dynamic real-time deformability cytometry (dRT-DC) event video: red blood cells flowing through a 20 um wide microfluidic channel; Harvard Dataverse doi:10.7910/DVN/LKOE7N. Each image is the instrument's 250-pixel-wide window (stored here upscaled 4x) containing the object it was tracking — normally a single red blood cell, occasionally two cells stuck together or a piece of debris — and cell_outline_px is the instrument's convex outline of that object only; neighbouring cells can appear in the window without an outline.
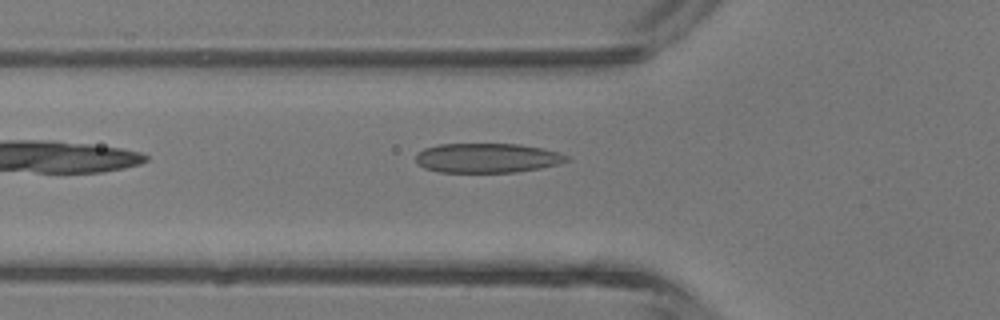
{"species": "common noctule bat (a hibernating species)", "species_latin": "Nyctalus noctula", "temperature_condition": "room temperature", "stored_images_in_passage": 5, "segment_of_instrument_passage": [1, 2], "camera_frame_rate_fps": 3000, "um_per_image_px": 0.085, "animal": {"sex": "male", "body_mass_g": 13.3}, "frame": {"image": 1, "passage_image": 4, "time_ms": 4.333, "image_size_px": [1000, 320], "cell_outline_px": [[572, 160], [540, 168], [516, 172], [440, 172], [424, 168], [416, 160], [416, 156], [424, 148], [436, 144], [520, 144], [544, 148], [560, 152], [568, 156]], "centroid_in_image_um": [41.45, 13.42], "position_along_channel_um": 84.3, "area_um2": 26.01}}